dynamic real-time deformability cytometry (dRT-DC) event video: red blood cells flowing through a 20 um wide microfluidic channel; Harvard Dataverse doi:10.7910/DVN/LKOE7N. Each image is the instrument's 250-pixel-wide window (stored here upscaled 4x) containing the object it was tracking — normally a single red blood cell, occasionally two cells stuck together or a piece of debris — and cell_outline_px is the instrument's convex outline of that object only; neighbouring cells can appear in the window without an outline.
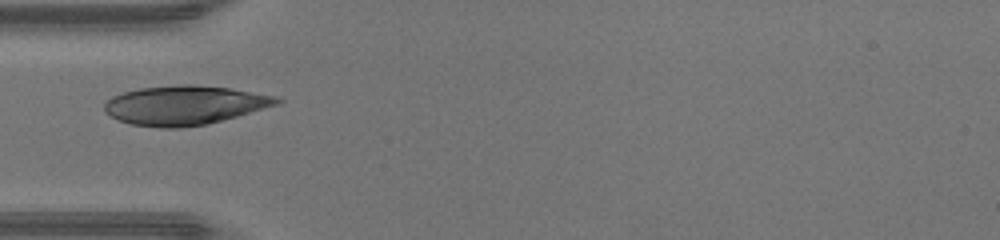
{"species": "human", "species_latin": "Homo sapiens", "temperature_condition": "warm", "stored_images_in_passage": 11, "camera_frame_rate_fps": 3000, "um_per_image_px": 0.085, "donor": {"sex": "male"}, "frame": {"image": 1, "passage_image": 1, "time_ms": 0.0, "image_size_px": [1000, 240], "cell_outline_px": [[284, 100], [280, 104], [236, 116], [204, 124], [180, 128], [160, 128], [132, 124], [120, 120], [104, 112], [104, 104], [112, 96], [124, 92], [140, 88], [180, 84], [196, 84], [232, 88], [276, 96]], "centroid_in_image_um": [15.71, 8.93], "position_along_channel_um": 69.3, "area_um2": 39.3}}
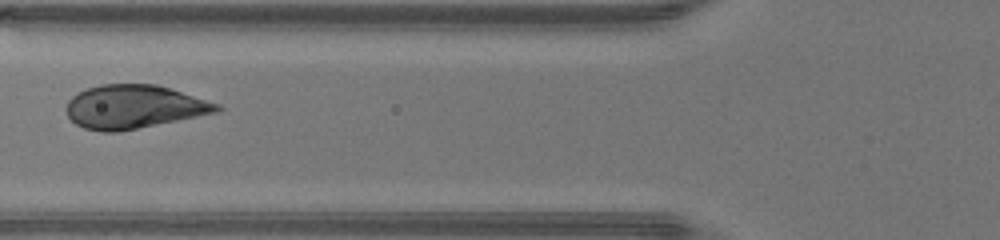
{"frame": {"image": 2, "passage_image": 4, "time_ms": 1.0, "image_size_px": [1000, 240], "cell_outline_px": [[224, 108], [216, 112], [116, 132], [104, 132], [84, 128], [76, 124], [68, 116], [64, 108], [68, 100], [72, 96], [88, 88], [100, 84], [156, 84], [220, 104]], "centroid_in_image_um": [11.34, 9.07], "position_along_channel_um": 114.5, "area_um2": 37.74}}